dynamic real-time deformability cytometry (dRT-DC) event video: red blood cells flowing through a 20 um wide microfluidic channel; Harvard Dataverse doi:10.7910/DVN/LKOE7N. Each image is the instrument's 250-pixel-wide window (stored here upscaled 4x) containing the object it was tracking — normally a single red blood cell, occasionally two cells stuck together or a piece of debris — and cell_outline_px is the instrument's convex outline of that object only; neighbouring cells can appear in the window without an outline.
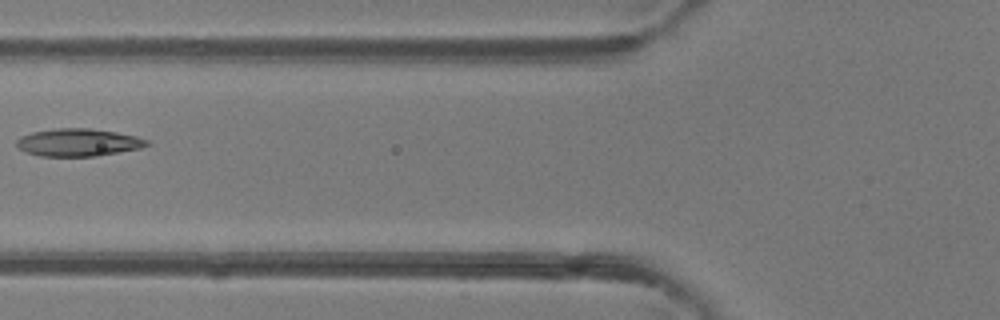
{"species": "common noctule bat (a hibernating species)", "species_latin": "Nyctalus noctula", "temperature_condition": "room temperature", "stored_images_in_passage": 6, "camera_frame_rate_fps": 3000, "um_per_image_px": 0.085, "animal": {"sex": "female"}, "frame": {"image": 1, "passage_image": 6, "time_ms": 6.667, "image_size_px": [1000, 320], "cell_outline_px": [[152, 144], [140, 148], [96, 156], [40, 156], [24, 152], [16, 144], [16, 140], [20, 136], [32, 132], [56, 128], [88, 128], [116, 132], [136, 136], [148, 140]], "centroid_in_image_um": [6.64, 12.1], "position_along_channel_um": 119.2, "area_um2": 20.98}}